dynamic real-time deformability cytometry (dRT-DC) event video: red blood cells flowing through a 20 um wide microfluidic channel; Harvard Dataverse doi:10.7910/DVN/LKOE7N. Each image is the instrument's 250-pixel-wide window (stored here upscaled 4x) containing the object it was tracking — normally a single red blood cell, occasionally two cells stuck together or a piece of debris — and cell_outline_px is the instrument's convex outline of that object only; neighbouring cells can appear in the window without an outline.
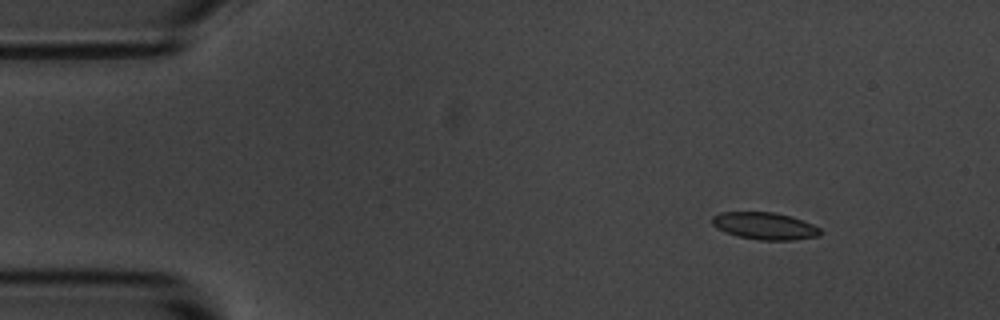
{"species": "common noctule bat (a hibernating species)", "species_latin": "Nyctalus noctula", "temperature_condition": "room temperature", "stored_images_in_passage": 5, "camera_frame_rate_fps": 3000, "um_per_image_px": 0.085, "animal": {"sex": "male", "body_mass_g": 20.1, "forearm_length_mm": 53.5}, "frame": {"image": 1, "passage_image": 2, "time_ms": 1.333, "image_size_px": [1000, 320], "cell_outline_px": [[820, 236], [792, 240], [760, 240], [736, 236], [724, 232], [716, 228], [712, 224], [712, 216], [720, 212], [772, 212], [792, 216], [812, 224], [820, 228]], "centroid_in_image_um": [64.97, 19.2], "position_along_channel_um": 20.0, "area_um2": 17.22}}